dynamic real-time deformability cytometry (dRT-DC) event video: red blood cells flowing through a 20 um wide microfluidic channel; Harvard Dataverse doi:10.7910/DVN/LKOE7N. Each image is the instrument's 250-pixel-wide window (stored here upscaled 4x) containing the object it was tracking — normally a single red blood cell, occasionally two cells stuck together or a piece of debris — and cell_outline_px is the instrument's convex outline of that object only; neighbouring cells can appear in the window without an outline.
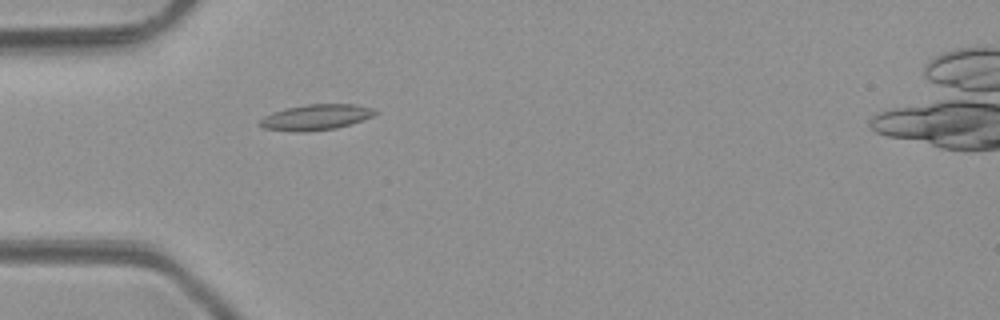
{"species": "common noctule bat (a hibernating species)", "species_latin": "Nyctalus noctula", "temperature_condition": "room temperature", "stored_images_in_passage": 4, "camera_frame_rate_fps": 3000, "um_per_image_px": 0.085, "animal": {"sex": "male", "body_mass_g": 23.1, "forearm_length_mm": 52.7}, "frame": {"image": 1, "passage_image": 4, "time_ms": 3.667, "image_size_px": [1000, 320], "cell_outline_px": [[380, 112], [372, 116], [336, 128], [304, 132], [300, 132], [264, 128], [256, 124], [264, 116], [272, 112], [284, 108], [308, 104], [356, 104], [372, 108]], "centroid_in_image_um": [26.82, 9.95], "position_along_channel_um": 58.2, "area_um2": 17.17}}